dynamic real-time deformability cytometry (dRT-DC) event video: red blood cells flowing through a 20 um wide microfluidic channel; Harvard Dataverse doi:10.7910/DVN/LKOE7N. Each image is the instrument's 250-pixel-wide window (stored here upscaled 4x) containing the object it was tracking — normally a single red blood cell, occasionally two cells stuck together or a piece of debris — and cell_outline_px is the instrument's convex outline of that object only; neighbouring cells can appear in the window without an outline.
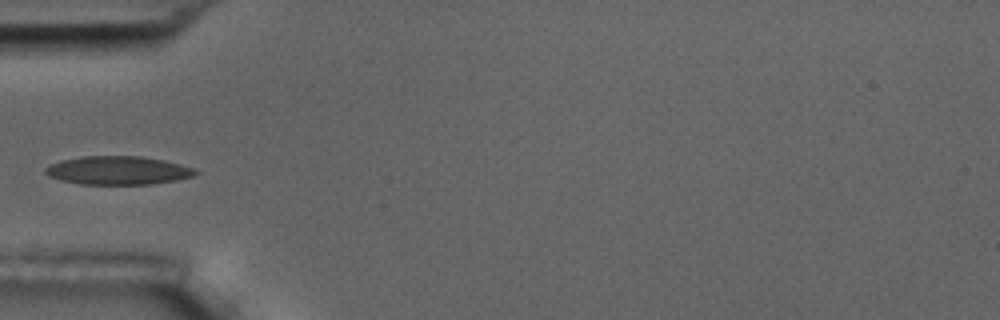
{"species": "common noctule bat (a hibernating species)", "species_latin": "Nyctalus noctula", "temperature_condition": "room temperature", "stored_images_in_passage": 7, "camera_frame_rate_fps": 3000, "um_per_image_px": 0.085, "animal": {"sex": "male", "body_mass_g": 17.5, "forearm_length_mm": 52.3}, "frame": {"image": 1, "passage_image": 5, "time_ms": 4.667, "image_size_px": [1000, 320], "cell_outline_px": [[200, 172], [192, 176], [176, 180], [148, 184], [80, 184], [60, 180], [48, 176], [44, 172], [44, 168], [60, 160], [80, 156], [140, 156], [164, 160], [196, 168]], "centroid_in_image_um": [10.02, 14.48], "position_along_channel_um": 75.0, "area_um2": 24.97}}